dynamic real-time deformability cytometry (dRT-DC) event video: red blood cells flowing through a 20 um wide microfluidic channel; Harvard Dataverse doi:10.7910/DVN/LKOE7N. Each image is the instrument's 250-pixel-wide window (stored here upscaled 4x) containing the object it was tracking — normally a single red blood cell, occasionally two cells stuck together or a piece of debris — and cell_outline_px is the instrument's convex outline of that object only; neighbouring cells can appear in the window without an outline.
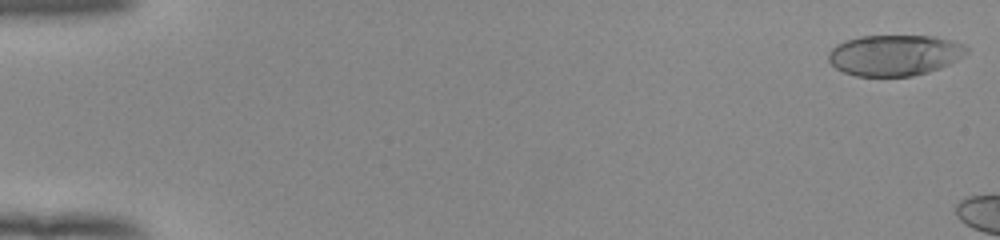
{"species": "human", "species_latin": "Homo sapiens", "temperature_condition": "room temperature", "stored_images_in_passage": 14, "camera_frame_rate_fps": 3000, "um_per_image_px": 0.085, "donor": {"sex": "female"}, "frame": {"image": 1, "passage_image": 1, "time_ms": 0.0, "image_size_px": [1000, 240], "cell_outline_px": [[968, 52], [964, 56], [940, 68], [928, 72], [912, 76], [856, 76], [844, 72], [836, 68], [828, 60], [828, 52], [836, 44], [844, 40], [860, 36], [932, 36], [952, 40], [964, 44], [968, 48]], "centroid_in_image_um": [76.03, 4.68], "position_along_channel_um": 9.0, "area_um2": 33.06}}